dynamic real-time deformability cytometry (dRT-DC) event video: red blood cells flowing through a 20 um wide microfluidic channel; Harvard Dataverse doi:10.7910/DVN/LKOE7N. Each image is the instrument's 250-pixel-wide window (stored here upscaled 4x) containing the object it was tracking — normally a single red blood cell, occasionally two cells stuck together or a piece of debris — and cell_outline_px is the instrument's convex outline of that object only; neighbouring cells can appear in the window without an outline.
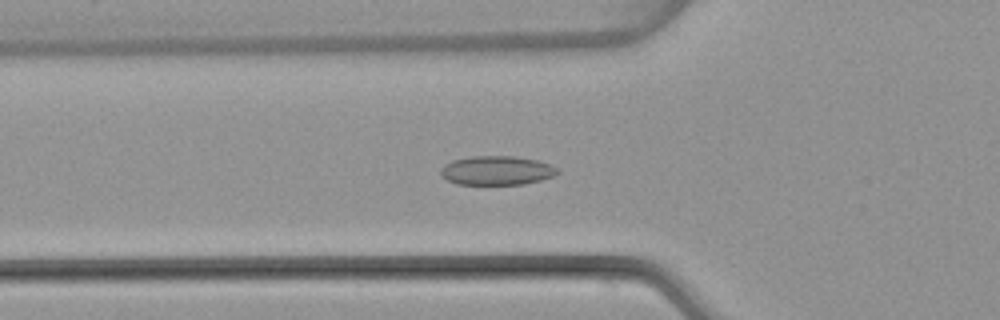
{"species": "common noctule bat (a hibernating species)", "species_latin": "Nyctalus noctula", "temperature_condition": "warm", "stored_images_in_passage": 45, "camera_frame_rate_fps": 3000, "um_per_image_px": 0.085, "animal": {"sex": "female", "body_mass_g": 22.7, "forearm_length_mm": 54.2}, "frame": {"image": 1, "passage_image": 12, "time_ms": 3.667, "image_size_px": [1000, 320], "cell_outline_px": [[560, 172], [552, 176], [540, 180], [524, 184], [456, 184], [440, 176], [440, 168], [444, 164], [452, 160], [472, 156], [512, 156], [536, 160], [560, 168]], "centroid_in_image_um": [42.19, 14.49], "position_along_channel_um": 83.6, "area_um2": 19.83}}
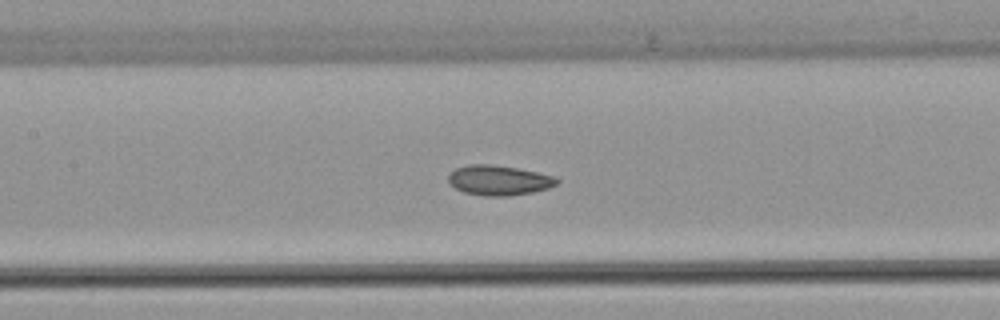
{"frame": {"image": 2, "passage_image": 18, "time_ms": 5.667, "image_size_px": [1000, 320], "cell_outline_px": [[560, 180], [556, 184], [548, 188], [532, 192], [508, 196], [484, 196], [464, 192], [456, 188], [448, 180], [448, 176], [456, 168], [468, 164], [492, 164], [516, 168], [536, 172], [552, 176]], "centroid_in_image_um": [42.39, 15.32], "position_along_channel_um": 165.0, "area_um2": 18.73}}
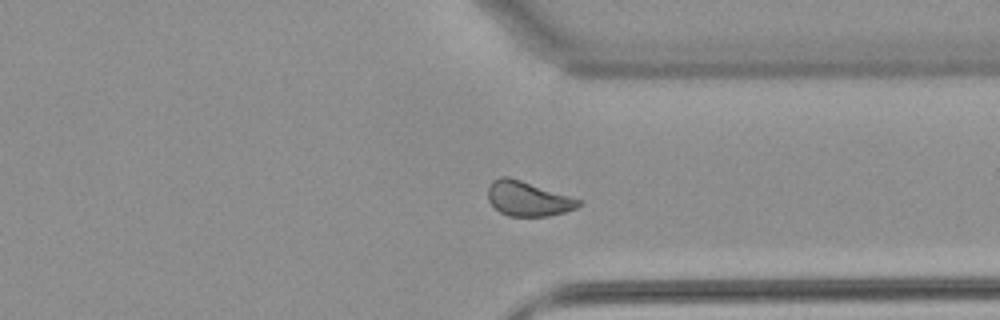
{"frame": {"image": 3, "passage_image": 33, "time_ms": 10.667, "image_size_px": [1000, 320], "cell_outline_px": [[580, 204], [576, 208], [564, 212], [548, 216], [508, 216], [500, 212], [488, 200], [488, 184], [492, 180], [500, 176], [508, 176], [580, 200]], "centroid_in_image_um": [44.81, 16.89], "position_along_channel_um": 366.6, "area_um2": 18.03}, "authors_computed_cell_mechanics": {"area_um2": 18.6116, "velocity_mm_per_s": 4.0382, "shape_relaxation_time_tau1_ms": null, "shape_relaxation_time_tau2_ms": 3.1786, "deformation_change_tau1": null, "deformation_change_tau2": 0.0685}}